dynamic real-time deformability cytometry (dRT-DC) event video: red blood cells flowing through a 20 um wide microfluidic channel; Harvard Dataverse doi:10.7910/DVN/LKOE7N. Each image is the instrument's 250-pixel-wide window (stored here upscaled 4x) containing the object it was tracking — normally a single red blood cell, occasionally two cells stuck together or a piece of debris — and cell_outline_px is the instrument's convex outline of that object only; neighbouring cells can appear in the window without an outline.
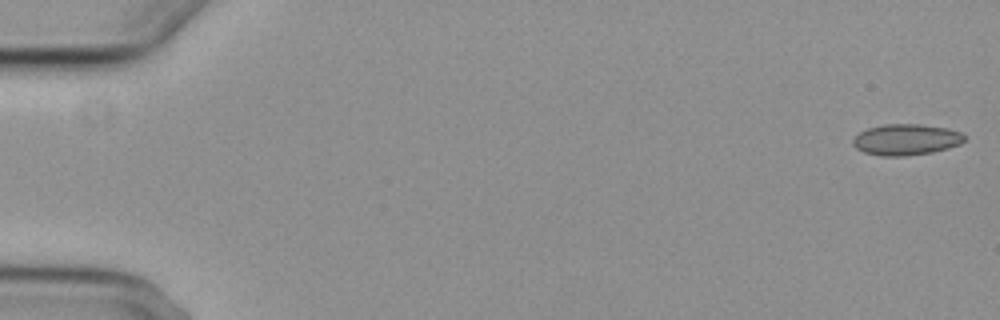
{"species": "common noctule bat (a hibernating species)", "species_latin": "Nyctalus noctula", "temperature_condition": "cold", "stored_images_in_passage": 8, "camera_frame_rate_fps": 3000, "um_per_image_px": 0.085, "animal": {"sex": "female", "body_mass_g": 29.2, "forearm_length_mm": 56.3}, "frame": {"image": 1, "passage_image": 1, "time_ms": 0.0, "image_size_px": [1000, 320], "cell_outline_px": [[964, 140], [960, 144], [948, 148], [932, 152], [908, 156], [880, 156], [864, 152], [856, 148], [852, 144], [852, 140], [860, 132], [868, 128], [884, 124], [920, 124], [948, 128], [964, 132]], "centroid_in_image_um": [77.03, 11.86], "position_along_channel_um": 8.0, "area_um2": 20.35}}
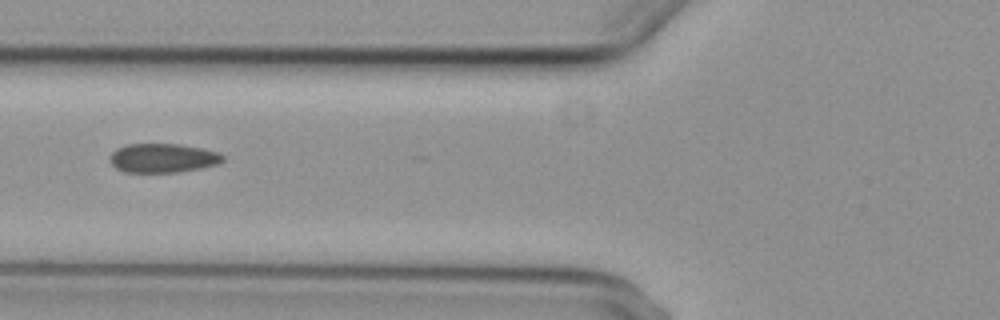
{"frame": {"image": 2, "passage_image": 7, "time_ms": 7.0, "image_size_px": [1000, 320], "cell_outline_px": [[224, 160], [220, 164], [204, 168], [180, 172], [124, 172], [116, 168], [108, 160], [112, 152], [116, 148], [128, 144], [180, 144], [220, 152], [224, 156]], "centroid_in_image_um": [13.87, 13.44], "position_along_channel_um": 111.9, "area_um2": 19.42}}
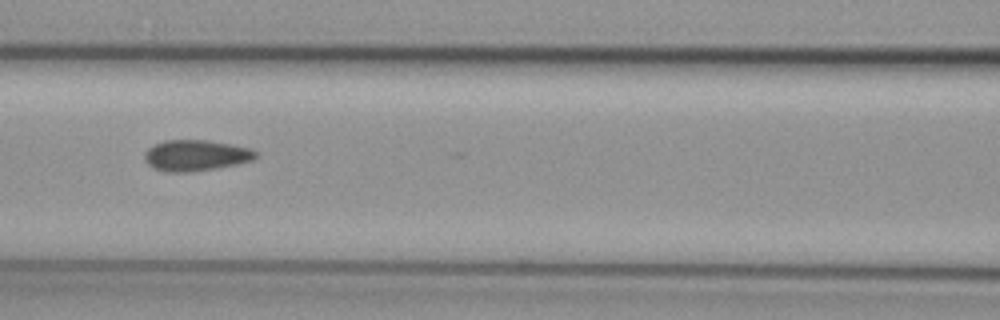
{"frame": {"image": 3, "passage_image": 8, "time_ms": 8.0, "image_size_px": [1000, 320], "cell_outline_px": [[260, 156], [252, 160], [236, 164], [216, 168], [188, 172], [164, 172], [152, 168], [144, 160], [144, 152], [148, 148], [164, 140], [208, 140], [232, 144], [252, 148]], "centroid_in_image_um": [16.64, 13.21], "position_along_channel_um": 150.0, "area_um2": 20.29}}